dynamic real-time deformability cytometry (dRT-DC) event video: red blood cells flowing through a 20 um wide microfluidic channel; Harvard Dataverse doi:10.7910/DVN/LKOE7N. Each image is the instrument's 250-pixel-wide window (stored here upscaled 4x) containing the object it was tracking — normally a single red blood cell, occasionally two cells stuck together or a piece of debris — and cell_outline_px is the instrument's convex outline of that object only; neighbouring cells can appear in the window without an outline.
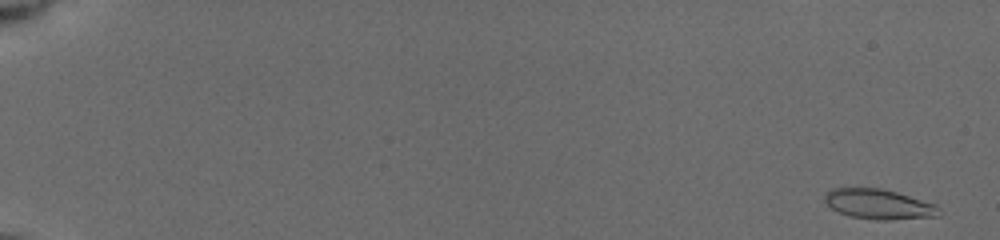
{"species": "common noctule bat (a hibernating species)", "species_latin": "Nyctalus noctula", "temperature_condition": "cold", "stored_images_in_passage": 19, "camera_frame_rate_fps": 3000, "um_per_image_px": 0.085, "animal": {"sex": "female", "body_mass_g": 19.5, "forearm_length_mm": 54.1}, "frame": {"image": 1, "passage_image": 1, "time_ms": 0.0, "image_size_px": [1000, 240], "cell_outline_px": [[944, 212], [936, 216], [888, 220], [876, 220], [852, 216], [840, 212], [832, 208], [824, 200], [824, 196], [832, 188], [880, 188], [896, 192], [936, 204]], "centroid_in_image_um": [74.74, 17.35], "position_along_channel_um": 10.3, "area_um2": 19.83}}